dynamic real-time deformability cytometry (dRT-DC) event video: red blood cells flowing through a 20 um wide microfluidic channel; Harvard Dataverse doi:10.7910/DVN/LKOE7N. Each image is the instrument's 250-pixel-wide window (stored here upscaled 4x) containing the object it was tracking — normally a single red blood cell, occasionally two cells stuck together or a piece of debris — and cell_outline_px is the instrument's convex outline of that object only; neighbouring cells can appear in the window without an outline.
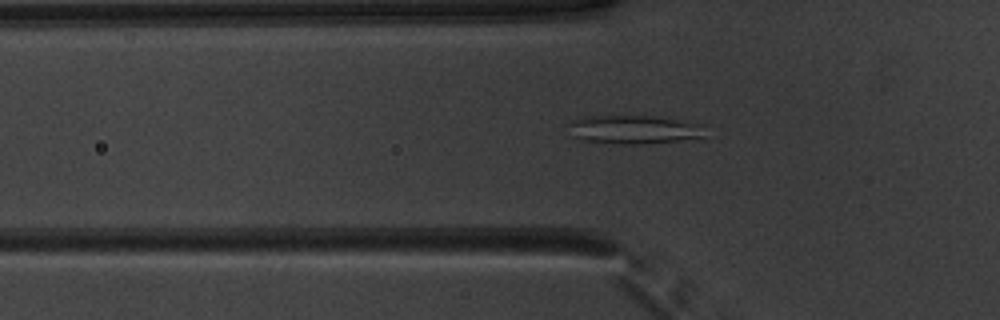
{"species": "common noctule bat (a hibernating species)", "species_latin": "Nyctalus noctula", "temperature_condition": "warm", "stored_images_in_passage": 51, "camera_frame_rate_fps": 3000, "um_per_image_px": 0.085, "animal": {"sex": "male", "body_mass_g": 20.1, "forearm_length_mm": 53.5}, "frame": {"image": 1, "passage_image": 17, "time_ms": 5.333, "image_size_px": [1000, 320], "cell_outline_px": [[704, 136], [676, 140], [640, 144], [628, 144], [584, 140], [572, 136], [568, 124], [576, 116], [652, 116], [704, 124]], "centroid_in_image_um": [53.83, 10.99], "position_along_channel_um": 72.0, "area_um2": 22.48}}
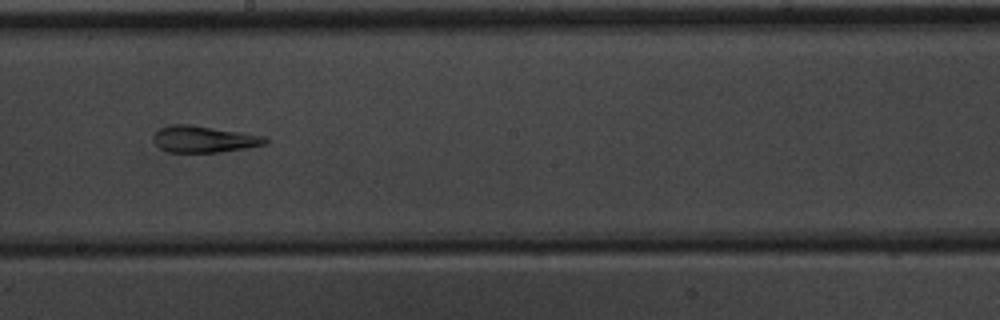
{"frame": {"image": 2, "passage_image": 29, "time_ms": 9.333, "image_size_px": [1000, 320], "cell_outline_px": [[268, 144], [220, 152], [168, 152], [160, 148], [152, 140], [156, 132], [160, 128], [172, 124], [188, 124], [240, 132], [264, 136], [268, 140]], "centroid_in_image_um": [17.32, 11.83], "position_along_channel_um": 230.9, "area_um2": 17.17}}
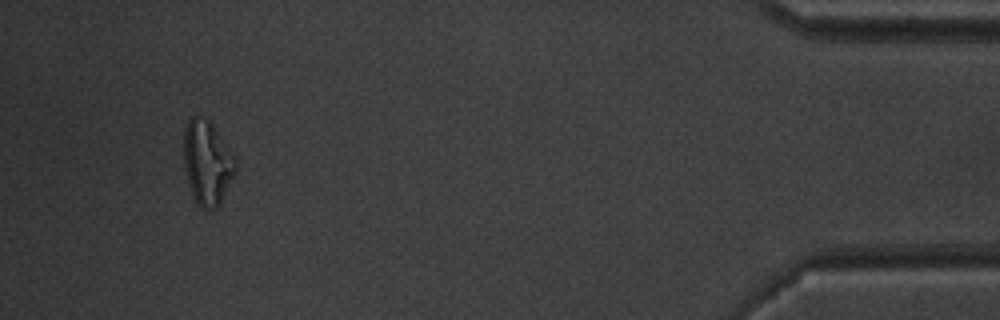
{"frame": {"image": 3, "passage_image": 48, "time_ms": 15.667, "image_size_px": [1000, 320], "cell_outline_px": [[236, 172], [220, 204], [216, 208], [208, 212], [200, 208], [196, 204], [192, 196], [188, 184], [184, 168], [184, 128], [188, 120], [192, 116], [196, 116], [208, 120], [212, 124], [236, 160]], "centroid_in_image_um": [17.59, 13.9], "position_along_channel_um": 417.6, "area_um2": 25.55}, "authors_computed_cell_mechanics": {"area_um2": 22.4842, "velocity_mm_per_s": 3.9636, "shape_relaxation_time_tau1_ms": null, "shape_relaxation_time_tau2_ms": 4.197, "deformation_change_tau1": null, "deformation_change_tau2": 0.1387}}